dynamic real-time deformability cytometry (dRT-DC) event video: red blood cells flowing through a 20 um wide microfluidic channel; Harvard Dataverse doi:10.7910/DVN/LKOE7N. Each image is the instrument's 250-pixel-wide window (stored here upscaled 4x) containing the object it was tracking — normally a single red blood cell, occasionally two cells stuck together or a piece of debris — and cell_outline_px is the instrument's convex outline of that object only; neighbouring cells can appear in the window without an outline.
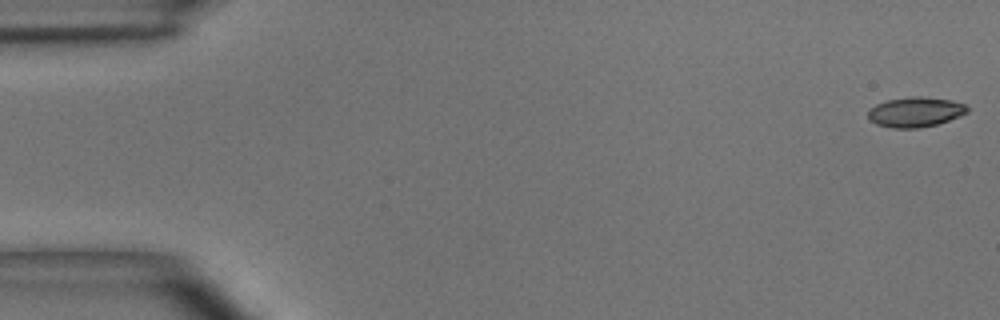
{"species": "common noctule bat (a hibernating species)", "species_latin": "Nyctalus noctula", "temperature_condition": "room temperature", "stored_images_in_passage": 54, "camera_frame_rate_fps": 3000, "um_per_image_px": 0.085, "animal": {"sex": "male", "body_mass_g": 15.6}, "frame": {"image": 1, "passage_image": 1, "time_ms": 0.0, "image_size_px": [1000, 320], "cell_outline_px": [[968, 112], [960, 116], [936, 124], [920, 128], [892, 128], [876, 124], [868, 120], [868, 112], [876, 104], [888, 100], [912, 96], [920, 96], [952, 100], [964, 104], [968, 108]], "centroid_in_image_um": [77.8, 9.52], "position_along_channel_um": 7.2, "area_um2": 17.28}}
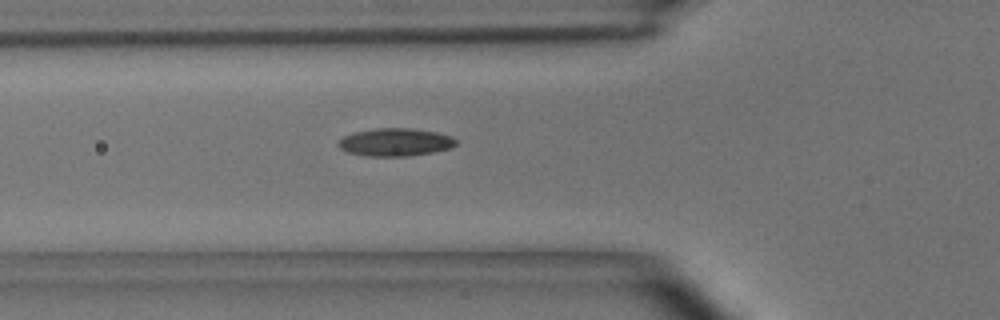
{"frame": {"image": 2, "passage_image": 19, "time_ms": 6.0, "image_size_px": [1000, 320], "cell_outline_px": [[456, 144], [452, 148], [432, 152], [408, 156], [368, 156], [348, 152], [340, 148], [336, 144], [344, 136], [356, 132], [372, 128], [412, 128], [436, 132], [452, 136], [456, 140]], "centroid_in_image_um": [33.61, 12.08], "position_along_channel_um": 92.2, "area_um2": 19.07}}
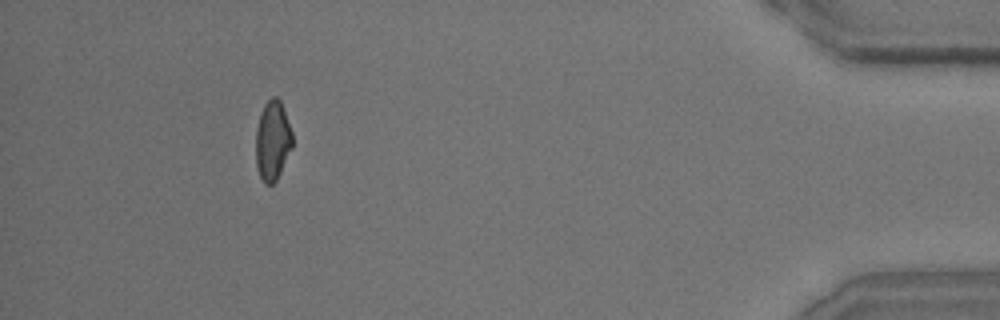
{"frame": {"image": 3, "passage_image": 50, "time_ms": 16.333, "image_size_px": [1000, 320], "cell_outline_px": [[292, 148], [276, 180], [272, 184], [264, 184], [260, 176], [256, 164], [256, 128], [264, 104], [272, 96], [276, 96], [280, 100], [292, 132]], "centroid_in_image_um": [23.16, 11.95], "position_along_channel_um": 412.0, "area_um2": 16.82}, "authors_computed_cell_mechanics": {"area_um2": 17.7446, "velocity_mm_per_s": 3.6739, "shape_relaxation_time_tau1_ms": 7.5566, "shape_relaxation_time_tau2_ms": 2.7881, "deformation_change_tau1": 0.1823, "deformation_change_tau2": 0.0819}}